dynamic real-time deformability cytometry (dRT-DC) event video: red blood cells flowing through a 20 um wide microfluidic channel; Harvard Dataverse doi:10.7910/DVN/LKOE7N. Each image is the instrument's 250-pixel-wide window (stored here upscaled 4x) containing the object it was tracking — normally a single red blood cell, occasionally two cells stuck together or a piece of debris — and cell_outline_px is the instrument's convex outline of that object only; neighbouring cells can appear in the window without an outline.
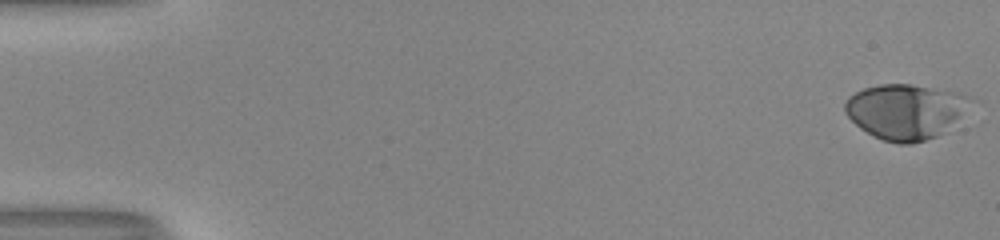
{"species": "human", "species_latin": "Homo sapiens", "temperature_condition": "room temperature", "stored_images_in_passage": 53, "camera_frame_rate_fps": 3000, "um_per_image_px": 0.085, "donor": {"sex": "male"}, "frame": {"image": 1, "passage_image": 1, "time_ms": 0.0, "image_size_px": [1000, 240], "cell_outline_px": [[968, 96], [956, 116], [944, 132], [936, 136], [912, 144], [900, 144], [884, 140], [860, 128], [844, 112], [844, 104], [848, 96], [864, 88], [880, 84], [912, 84], [960, 92]], "centroid_in_image_um": [76.83, 9.46], "position_along_channel_um": 8.2, "area_um2": 39.13}}
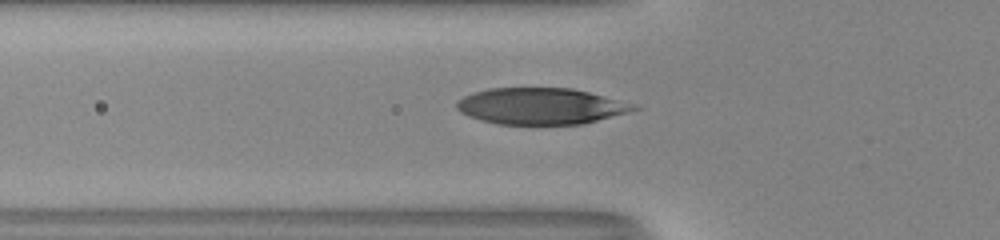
{"frame": {"image": 2, "passage_image": 20, "time_ms": 6.333, "image_size_px": [1000, 240], "cell_outline_px": [[644, 108], [584, 124], [496, 124], [468, 116], [460, 112], [456, 108], [456, 100], [464, 96], [488, 88], [572, 88], [636, 104]], "centroid_in_image_um": [45.99, 9.02], "position_along_channel_um": 79.8, "area_um2": 37.63}}
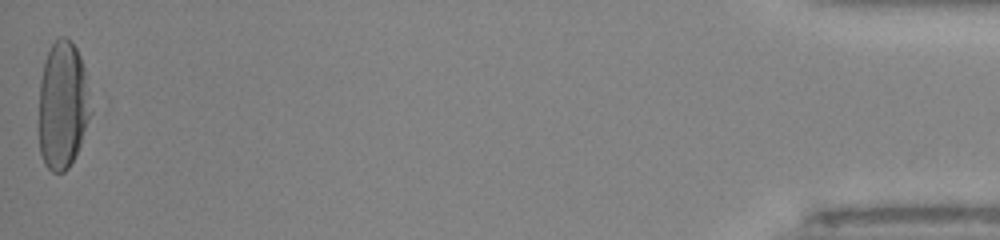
{"frame": {"image": 3, "passage_image": 53, "time_ms": 17.333, "image_size_px": [1000, 240], "cell_outline_px": [[92, 112], [80, 144], [68, 168], [64, 172], [52, 172], [44, 164], [40, 152], [40, 80], [44, 60], [52, 44], [60, 36], [64, 36], [72, 40], [80, 56], [84, 68]], "centroid_in_image_um": [5.33, 8.92], "position_along_channel_um": 429.9, "area_um2": 38.38}, "authors_computed_cell_mechanics": {"area_um2": 38.8416, "velocity_mm_per_s": 4.0423, "shape_relaxation_time_tau1_ms": 4.4097, "shape_relaxation_time_tau2_ms": null, "deformation_change_tau1": 0.2471, "deformation_change_tau2": null}}